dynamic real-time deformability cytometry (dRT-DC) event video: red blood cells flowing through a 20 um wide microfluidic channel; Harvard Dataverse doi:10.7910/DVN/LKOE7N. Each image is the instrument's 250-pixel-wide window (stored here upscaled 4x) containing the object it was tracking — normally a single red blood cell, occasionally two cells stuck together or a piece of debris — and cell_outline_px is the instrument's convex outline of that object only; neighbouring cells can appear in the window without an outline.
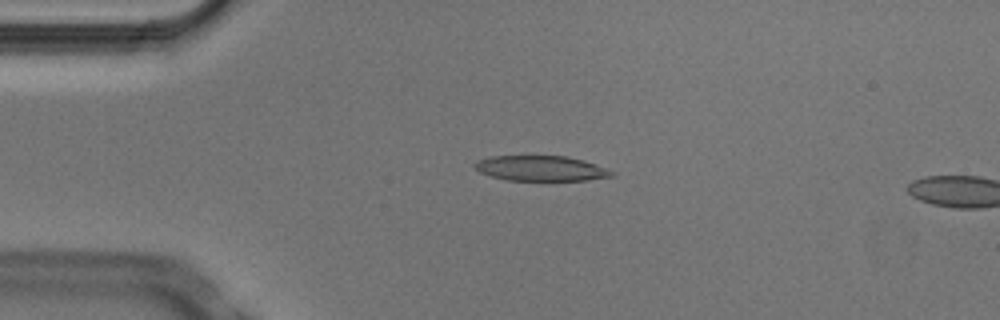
{"species": "Egyptian fruit bat (a non-hibernating species)", "species_latin": "Rousettus aegyptiacus", "temperature_condition": "cold", "stored_images_in_passage": 5, "camera_frame_rate_fps": 3000, "um_per_image_px": 0.085, "animal": {"sex": "male"}, "frame": {"image": 1, "passage_image": 4, "time_ms": 1.0, "image_size_px": [1000, 320], "cell_outline_px": [[616, 176], [588, 180], [508, 180], [492, 176], [480, 172], [472, 164], [476, 160], [488, 156], [568, 156], [584, 160], [616, 172]], "centroid_in_image_um": [46.0, 14.3], "position_along_channel_um": 39.0, "area_um2": 20.23}}